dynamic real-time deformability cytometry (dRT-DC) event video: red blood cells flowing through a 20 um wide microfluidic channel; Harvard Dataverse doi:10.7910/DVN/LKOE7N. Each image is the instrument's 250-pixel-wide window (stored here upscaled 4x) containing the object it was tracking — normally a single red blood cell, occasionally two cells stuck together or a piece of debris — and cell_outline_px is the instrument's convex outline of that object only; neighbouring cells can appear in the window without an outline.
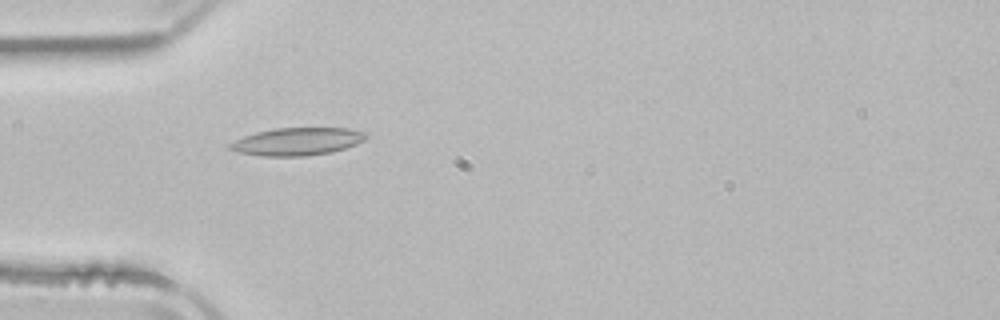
{"species": "common noctule bat (a hibernating species)", "species_latin": "Nyctalus noctula", "temperature_condition": "room temperature", "stored_images_in_passage": 48, "camera_frame_rate_fps": 3000, "um_per_image_px": 0.085, "animal": {"sex": "male", "body_mass_g": 21.5, "forearm_length_mm": 52.0}, "frame": {"image": 1, "passage_image": 12, "time_ms": 3.667, "image_size_px": [1000, 320], "cell_outline_px": [[368, 136], [364, 140], [356, 144], [332, 152], [304, 156], [264, 156], [240, 152], [228, 148], [228, 144], [244, 136], [256, 132], [276, 128], [348, 128], [368, 132]], "centroid_in_image_um": [25.3, 12.02], "position_along_channel_um": 59.7, "area_um2": 21.85}}
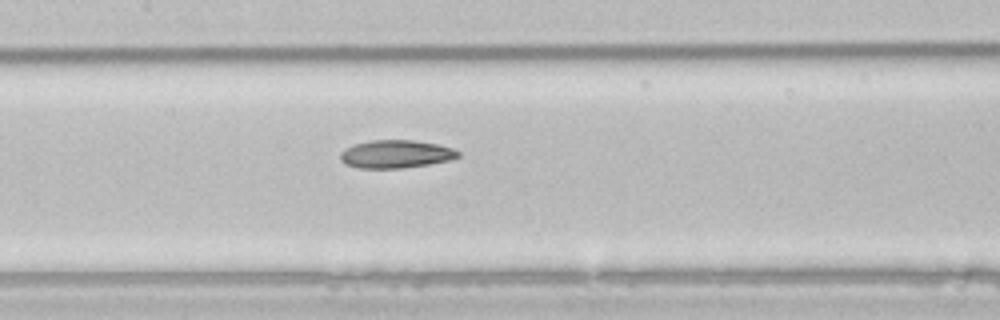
{"frame": {"image": 2, "passage_image": 21, "time_ms": 6.667, "image_size_px": [1000, 320], "cell_outline_px": [[460, 156], [452, 160], [428, 164], [400, 168], [360, 168], [344, 164], [340, 160], [340, 152], [352, 144], [372, 140], [412, 140], [436, 144], [452, 148], [460, 152]], "centroid_in_image_um": [33.63, 13.09], "position_along_channel_um": 173.8, "area_um2": 19.25}}
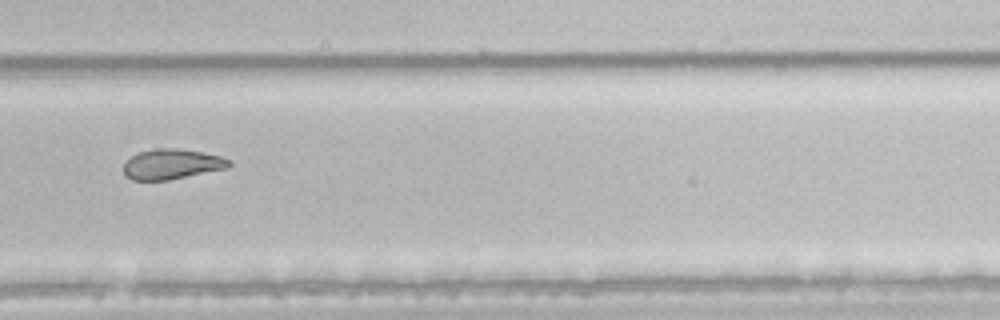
{"frame": {"image": 3, "passage_image": 32, "time_ms": 10.333, "image_size_px": [1000, 320], "cell_outline_px": [[232, 164], [228, 168], [168, 180], [132, 180], [124, 176], [124, 164], [132, 156], [140, 152], [152, 148], [176, 148], [200, 152], [220, 156], [232, 160]], "centroid_in_image_um": [14.61, 13.95], "position_along_channel_um": 315.2, "area_um2": 18.55}, "authors_computed_cell_mechanics": {"area_um2": 20.6346, "velocity_mm_per_s": 3.8864, "shape_relaxation_time_tau1_ms": null, "shape_relaxation_time_tau2_ms": 5.3603, "deformation_change_tau1": null, "deformation_change_tau2": 0.1362}}